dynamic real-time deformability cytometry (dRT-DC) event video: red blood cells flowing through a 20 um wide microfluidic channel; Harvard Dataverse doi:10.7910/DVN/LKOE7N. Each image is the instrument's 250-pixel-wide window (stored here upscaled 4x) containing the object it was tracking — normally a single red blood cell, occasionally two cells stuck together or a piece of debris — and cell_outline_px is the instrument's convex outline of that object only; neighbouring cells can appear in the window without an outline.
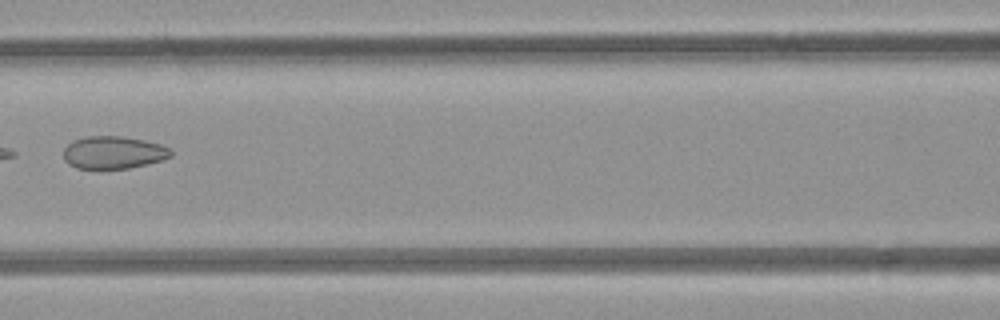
{"species": "common noctule bat (a hibernating species)", "species_latin": "Nyctalus noctula", "temperature_condition": "room temperature", "stored_images_in_passage": 4, "camera_frame_rate_fps": 3000, "um_per_image_px": 0.085, "animal": {"sex": "female", "body_mass_g": 21.9}, "frame": {"image": 1, "passage_image": 3, "time_ms": 2.333, "image_size_px": [1000, 320], "cell_outline_px": [[172, 156], [148, 164], [128, 168], [76, 168], [68, 164], [64, 160], [64, 148], [72, 140], [88, 136], [120, 136], [144, 140], [160, 144], [168, 148], [172, 152]], "centroid_in_image_um": [9.62, 12.96], "position_along_channel_um": 157.0, "area_um2": 20.29}}
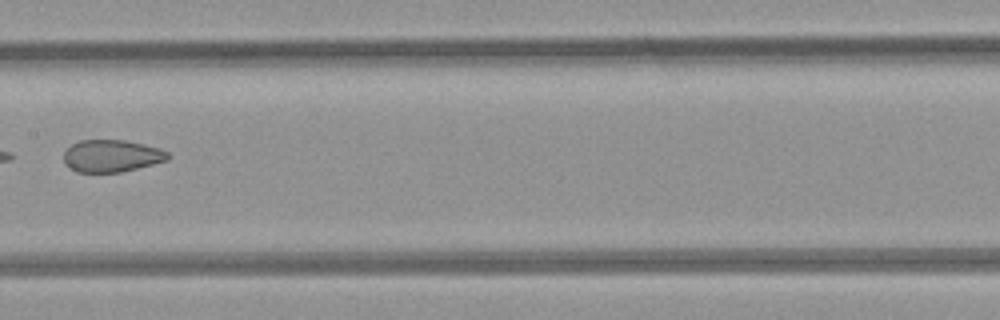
{"frame": {"image": 2, "passage_image": 4, "time_ms": 3.333, "image_size_px": [1000, 320], "cell_outline_px": [[168, 160], [120, 172], [76, 172], [64, 164], [64, 152], [72, 144], [80, 140], [124, 140], [144, 144], [160, 148], [168, 152]], "centroid_in_image_um": [9.46, 13.25], "position_along_channel_um": 197.9, "area_um2": 19.48}}